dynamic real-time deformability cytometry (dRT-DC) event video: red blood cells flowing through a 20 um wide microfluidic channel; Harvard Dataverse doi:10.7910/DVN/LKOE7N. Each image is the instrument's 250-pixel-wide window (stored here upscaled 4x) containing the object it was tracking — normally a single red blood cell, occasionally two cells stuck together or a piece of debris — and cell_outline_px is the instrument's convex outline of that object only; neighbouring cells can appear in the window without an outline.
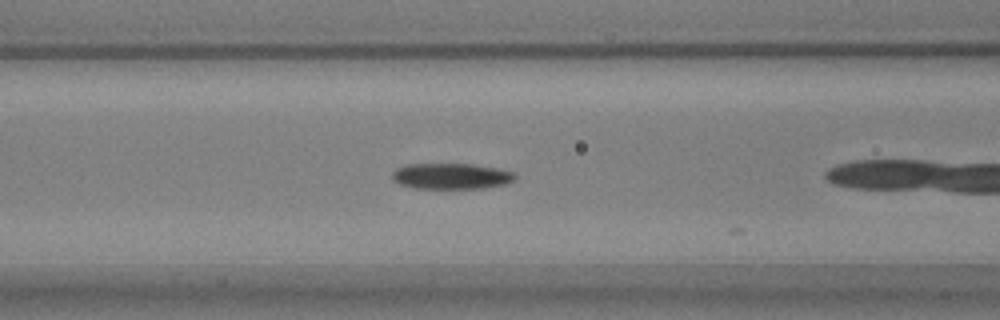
{"species": "common noctule bat (a hibernating species)", "species_latin": "Nyctalus noctula", "temperature_condition": "warm", "stored_images_in_passage": 11, "camera_frame_rate_fps": 3000, "um_per_image_px": 0.085, "animal": {"sex": "male", "body_mass_g": 17.9, "forearm_length_mm": 54.2}, "frame": {"image": 1, "passage_image": 4, "time_ms": 1.0, "image_size_px": [1000, 320], "cell_outline_px": [[516, 176], [508, 184], [484, 188], [412, 188], [400, 184], [392, 180], [392, 172], [396, 168], [408, 164], [472, 164], [496, 168], [516, 172]], "centroid_in_image_um": [38.35, 14.97], "position_along_channel_um": 128.2, "area_um2": 18.61}}
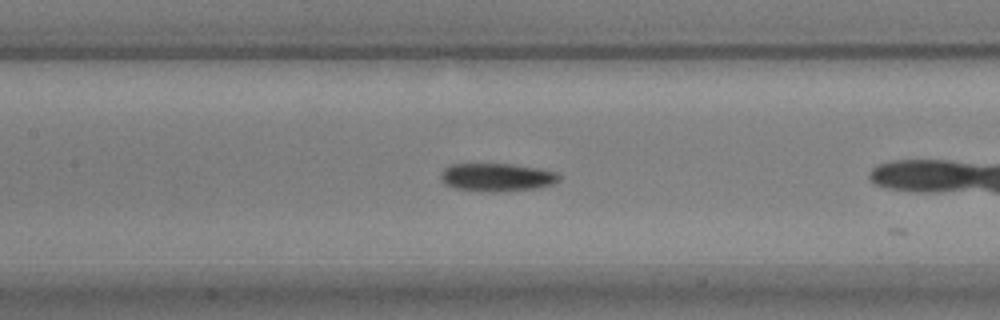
{"frame": {"image": 2, "passage_image": 7, "time_ms": 2.0, "image_size_px": [1000, 320], "cell_outline_px": [[560, 180], [556, 184], [536, 188], [500, 192], [492, 192], [456, 188], [444, 184], [440, 176], [440, 172], [444, 168], [452, 164], [512, 164], [540, 168], [556, 172], [560, 176]], "centroid_in_image_um": [42.27, 15.06], "position_along_channel_um": 165.1, "area_um2": 19.54}}
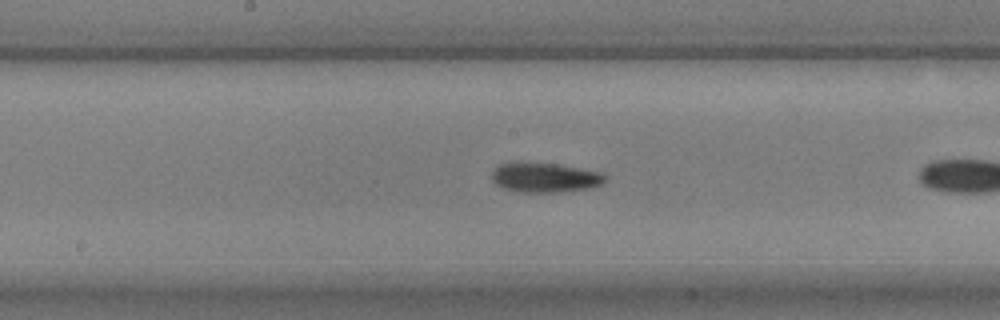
{"frame": {"image": 3, "passage_image": 10, "time_ms": 3.0, "image_size_px": [1000, 320], "cell_outline_px": [[608, 176], [600, 184], [588, 188], [556, 192], [516, 192], [504, 188], [496, 184], [492, 180], [492, 168], [500, 164], [516, 160], [556, 164], [580, 168], [600, 172]], "centroid_in_image_um": [46.23, 15.06], "position_along_channel_um": 202.0, "area_um2": 19.88}}